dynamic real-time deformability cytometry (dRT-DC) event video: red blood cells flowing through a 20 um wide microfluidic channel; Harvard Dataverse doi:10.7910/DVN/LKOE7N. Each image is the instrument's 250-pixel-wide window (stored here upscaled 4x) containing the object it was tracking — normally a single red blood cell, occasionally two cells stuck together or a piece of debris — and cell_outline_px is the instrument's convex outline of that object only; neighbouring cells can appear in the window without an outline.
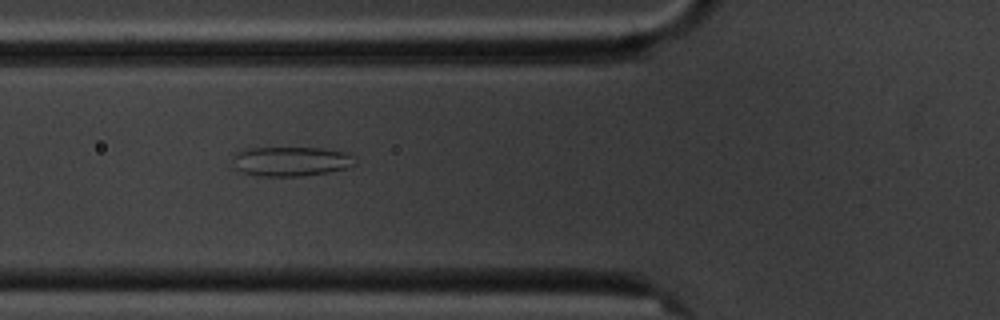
{"species": "common noctule bat (a hibernating species)", "species_latin": "Nyctalus noctula", "temperature_condition": "cold", "stored_images_in_passage": 6, "camera_frame_rate_fps": 3000, "um_per_image_px": 0.085, "animal": {"sex": "male", "body_mass_g": 20.1, "forearm_length_mm": 53.5}, "frame": {"image": 1, "passage_image": 2, "time_ms": 1.0, "image_size_px": [1000, 320], "cell_outline_px": [[356, 164], [344, 168], [328, 172], [300, 176], [256, 176], [244, 172], [236, 168], [236, 152], [248, 148], [324, 148], [344, 152], [352, 156]], "centroid_in_image_um": [24.76, 13.71], "position_along_channel_um": 101.0, "area_um2": 20.63}}
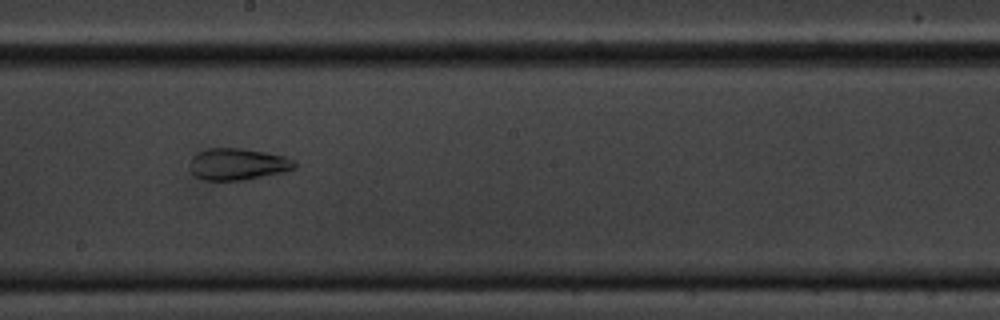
{"frame": {"image": 2, "passage_image": 5, "time_ms": 4.667, "image_size_px": [1000, 320], "cell_outline_px": [[296, 168], [284, 172], [244, 180], [204, 180], [196, 176], [192, 172], [192, 156], [196, 152], [208, 148], [240, 148], [268, 152], [284, 156], [296, 160]], "centroid_in_image_um": [20.26, 13.94], "position_along_channel_um": 227.9, "area_um2": 19.42}}